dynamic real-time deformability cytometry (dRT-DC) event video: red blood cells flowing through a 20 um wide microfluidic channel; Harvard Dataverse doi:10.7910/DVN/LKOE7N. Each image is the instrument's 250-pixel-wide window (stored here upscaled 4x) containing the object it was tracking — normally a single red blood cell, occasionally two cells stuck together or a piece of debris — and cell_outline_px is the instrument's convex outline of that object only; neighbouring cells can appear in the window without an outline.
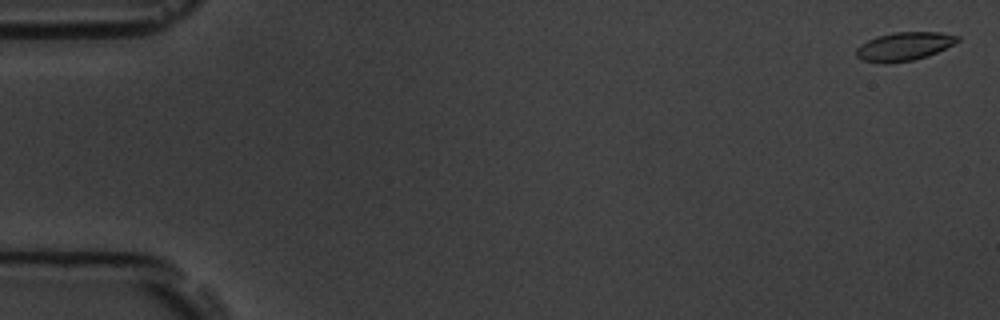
{"species": "common noctule bat (a hibernating species)", "species_latin": "Nyctalus noctula", "temperature_condition": "room temperature", "stored_images_in_passage": 7, "camera_frame_rate_fps": 3000, "um_per_image_px": 0.085, "animal": {"sex": "male", "body_mass_g": 19.5, "forearm_length_mm": 54.6}, "frame": {"image": 1, "passage_image": 1, "time_ms": 0.0, "image_size_px": [1000, 320], "cell_outline_px": [[960, 40], [928, 56], [912, 60], [884, 64], [860, 60], [856, 56], [856, 48], [860, 44], [876, 36], [892, 32], [940, 32], [960, 36]], "centroid_in_image_um": [76.8, 3.94], "position_along_channel_um": 8.2, "area_um2": 16.88}}
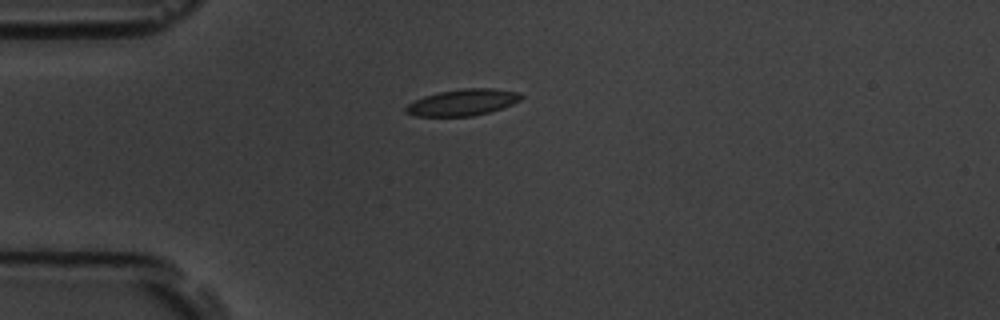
{"frame": {"image": 2, "passage_image": 5, "time_ms": 4.667, "image_size_px": [1000, 320], "cell_outline_px": [[524, 96], [520, 100], [512, 104], [488, 112], [472, 116], [416, 116], [404, 112], [404, 108], [408, 104], [424, 96], [440, 92], [464, 88], [492, 88], [520, 92]], "centroid_in_image_um": [39.33, 8.7], "position_along_channel_um": 45.7, "area_um2": 17.63}}
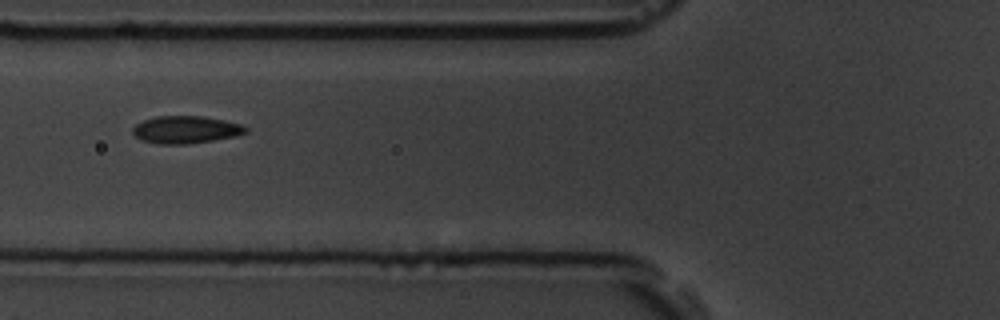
{"frame": {"image": 3, "passage_image": 7, "time_ms": 7.0, "image_size_px": [1000, 320], "cell_outline_px": [[248, 132], [236, 136], [188, 144], [160, 144], [140, 140], [132, 132], [132, 128], [136, 124], [144, 120], [156, 116], [204, 116], [244, 124], [248, 128]], "centroid_in_image_um": [15.82, 11.02], "position_along_channel_um": 110.0, "area_um2": 18.21}}